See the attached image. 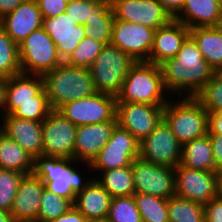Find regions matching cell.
<instances>
[{
    "mask_svg": "<svg viewBox=\"0 0 222 222\" xmlns=\"http://www.w3.org/2000/svg\"><path fill=\"white\" fill-rule=\"evenodd\" d=\"M160 67L166 90L175 99L176 96L195 97L216 74L190 36L176 56L166 60Z\"/></svg>",
    "mask_w": 222,
    "mask_h": 222,
    "instance_id": "obj_1",
    "label": "cell"
},
{
    "mask_svg": "<svg viewBox=\"0 0 222 222\" xmlns=\"http://www.w3.org/2000/svg\"><path fill=\"white\" fill-rule=\"evenodd\" d=\"M169 94L159 65L136 62L123 81L116 101L117 103L166 105L172 97Z\"/></svg>",
    "mask_w": 222,
    "mask_h": 222,
    "instance_id": "obj_2",
    "label": "cell"
},
{
    "mask_svg": "<svg viewBox=\"0 0 222 222\" xmlns=\"http://www.w3.org/2000/svg\"><path fill=\"white\" fill-rule=\"evenodd\" d=\"M42 77L52 110H58L68 102L97 93L88 68L74 67L63 62Z\"/></svg>",
    "mask_w": 222,
    "mask_h": 222,
    "instance_id": "obj_3",
    "label": "cell"
},
{
    "mask_svg": "<svg viewBox=\"0 0 222 222\" xmlns=\"http://www.w3.org/2000/svg\"><path fill=\"white\" fill-rule=\"evenodd\" d=\"M77 162L72 158L41 155L34 159L33 173L42 180L46 190L74 203L76 194L83 191L93 179L90 174V179L85 178L77 170L78 167L74 165Z\"/></svg>",
    "mask_w": 222,
    "mask_h": 222,
    "instance_id": "obj_4",
    "label": "cell"
},
{
    "mask_svg": "<svg viewBox=\"0 0 222 222\" xmlns=\"http://www.w3.org/2000/svg\"><path fill=\"white\" fill-rule=\"evenodd\" d=\"M179 98L164 106L163 119L183 145L208 134V112L195 97Z\"/></svg>",
    "mask_w": 222,
    "mask_h": 222,
    "instance_id": "obj_5",
    "label": "cell"
},
{
    "mask_svg": "<svg viewBox=\"0 0 222 222\" xmlns=\"http://www.w3.org/2000/svg\"><path fill=\"white\" fill-rule=\"evenodd\" d=\"M135 63L118 47L106 45L89 68L96 91L116 97Z\"/></svg>",
    "mask_w": 222,
    "mask_h": 222,
    "instance_id": "obj_6",
    "label": "cell"
},
{
    "mask_svg": "<svg viewBox=\"0 0 222 222\" xmlns=\"http://www.w3.org/2000/svg\"><path fill=\"white\" fill-rule=\"evenodd\" d=\"M21 73L43 76L63 63L49 34L41 27L19 45Z\"/></svg>",
    "mask_w": 222,
    "mask_h": 222,
    "instance_id": "obj_7",
    "label": "cell"
},
{
    "mask_svg": "<svg viewBox=\"0 0 222 222\" xmlns=\"http://www.w3.org/2000/svg\"><path fill=\"white\" fill-rule=\"evenodd\" d=\"M140 142L126 129L115 126L111 138L100 150L92 163H84L85 169L91 171H106L131 166L139 157Z\"/></svg>",
    "mask_w": 222,
    "mask_h": 222,
    "instance_id": "obj_8",
    "label": "cell"
},
{
    "mask_svg": "<svg viewBox=\"0 0 222 222\" xmlns=\"http://www.w3.org/2000/svg\"><path fill=\"white\" fill-rule=\"evenodd\" d=\"M116 104L115 96L97 92L94 95L68 102L57 111L78 127L117 121Z\"/></svg>",
    "mask_w": 222,
    "mask_h": 222,
    "instance_id": "obj_9",
    "label": "cell"
},
{
    "mask_svg": "<svg viewBox=\"0 0 222 222\" xmlns=\"http://www.w3.org/2000/svg\"><path fill=\"white\" fill-rule=\"evenodd\" d=\"M135 193L170 199L175 195V168L154 164L140 157L132 164Z\"/></svg>",
    "mask_w": 222,
    "mask_h": 222,
    "instance_id": "obj_10",
    "label": "cell"
},
{
    "mask_svg": "<svg viewBox=\"0 0 222 222\" xmlns=\"http://www.w3.org/2000/svg\"><path fill=\"white\" fill-rule=\"evenodd\" d=\"M182 144L164 119L142 141L139 157L158 165L176 168L181 162Z\"/></svg>",
    "mask_w": 222,
    "mask_h": 222,
    "instance_id": "obj_11",
    "label": "cell"
},
{
    "mask_svg": "<svg viewBox=\"0 0 222 222\" xmlns=\"http://www.w3.org/2000/svg\"><path fill=\"white\" fill-rule=\"evenodd\" d=\"M155 31L142 24L114 20L110 44L128 54L135 62H149Z\"/></svg>",
    "mask_w": 222,
    "mask_h": 222,
    "instance_id": "obj_12",
    "label": "cell"
},
{
    "mask_svg": "<svg viewBox=\"0 0 222 222\" xmlns=\"http://www.w3.org/2000/svg\"><path fill=\"white\" fill-rule=\"evenodd\" d=\"M77 126L57 110L42 121L43 155L74 159Z\"/></svg>",
    "mask_w": 222,
    "mask_h": 222,
    "instance_id": "obj_13",
    "label": "cell"
},
{
    "mask_svg": "<svg viewBox=\"0 0 222 222\" xmlns=\"http://www.w3.org/2000/svg\"><path fill=\"white\" fill-rule=\"evenodd\" d=\"M219 172L190 169L183 165L175 168V194L201 203H209L218 195Z\"/></svg>",
    "mask_w": 222,
    "mask_h": 222,
    "instance_id": "obj_14",
    "label": "cell"
},
{
    "mask_svg": "<svg viewBox=\"0 0 222 222\" xmlns=\"http://www.w3.org/2000/svg\"><path fill=\"white\" fill-rule=\"evenodd\" d=\"M164 106L143 103H117V124L128 130L140 142L163 119Z\"/></svg>",
    "mask_w": 222,
    "mask_h": 222,
    "instance_id": "obj_15",
    "label": "cell"
},
{
    "mask_svg": "<svg viewBox=\"0 0 222 222\" xmlns=\"http://www.w3.org/2000/svg\"><path fill=\"white\" fill-rule=\"evenodd\" d=\"M115 20L142 24L151 29L166 26L172 17L157 0H112Z\"/></svg>",
    "mask_w": 222,
    "mask_h": 222,
    "instance_id": "obj_16",
    "label": "cell"
},
{
    "mask_svg": "<svg viewBox=\"0 0 222 222\" xmlns=\"http://www.w3.org/2000/svg\"><path fill=\"white\" fill-rule=\"evenodd\" d=\"M42 28L56 45L59 57L65 62L79 42L86 37L85 27L78 25L68 14L43 18Z\"/></svg>",
    "mask_w": 222,
    "mask_h": 222,
    "instance_id": "obj_17",
    "label": "cell"
},
{
    "mask_svg": "<svg viewBox=\"0 0 222 222\" xmlns=\"http://www.w3.org/2000/svg\"><path fill=\"white\" fill-rule=\"evenodd\" d=\"M116 125L117 121H107L77 127L74 145V160L78 161L77 166L92 163L111 138Z\"/></svg>",
    "mask_w": 222,
    "mask_h": 222,
    "instance_id": "obj_18",
    "label": "cell"
},
{
    "mask_svg": "<svg viewBox=\"0 0 222 222\" xmlns=\"http://www.w3.org/2000/svg\"><path fill=\"white\" fill-rule=\"evenodd\" d=\"M0 130L34 159L43 155L42 121L20 119L7 114L0 117Z\"/></svg>",
    "mask_w": 222,
    "mask_h": 222,
    "instance_id": "obj_19",
    "label": "cell"
},
{
    "mask_svg": "<svg viewBox=\"0 0 222 222\" xmlns=\"http://www.w3.org/2000/svg\"><path fill=\"white\" fill-rule=\"evenodd\" d=\"M43 16L36 0H25L0 19V26L19 45L34 30L42 27Z\"/></svg>",
    "mask_w": 222,
    "mask_h": 222,
    "instance_id": "obj_20",
    "label": "cell"
},
{
    "mask_svg": "<svg viewBox=\"0 0 222 222\" xmlns=\"http://www.w3.org/2000/svg\"><path fill=\"white\" fill-rule=\"evenodd\" d=\"M45 185L34 173L24 175L14 197L10 213L13 220L37 221Z\"/></svg>",
    "mask_w": 222,
    "mask_h": 222,
    "instance_id": "obj_21",
    "label": "cell"
},
{
    "mask_svg": "<svg viewBox=\"0 0 222 222\" xmlns=\"http://www.w3.org/2000/svg\"><path fill=\"white\" fill-rule=\"evenodd\" d=\"M189 36L190 29L174 19L166 26L156 29L149 63L160 66L166 60L174 58Z\"/></svg>",
    "mask_w": 222,
    "mask_h": 222,
    "instance_id": "obj_22",
    "label": "cell"
},
{
    "mask_svg": "<svg viewBox=\"0 0 222 222\" xmlns=\"http://www.w3.org/2000/svg\"><path fill=\"white\" fill-rule=\"evenodd\" d=\"M111 195L93 178L86 188L76 194L73 206L87 220L107 219Z\"/></svg>",
    "mask_w": 222,
    "mask_h": 222,
    "instance_id": "obj_23",
    "label": "cell"
},
{
    "mask_svg": "<svg viewBox=\"0 0 222 222\" xmlns=\"http://www.w3.org/2000/svg\"><path fill=\"white\" fill-rule=\"evenodd\" d=\"M43 88L41 75L19 73L7 78L5 115L15 109V102L36 101V95Z\"/></svg>",
    "mask_w": 222,
    "mask_h": 222,
    "instance_id": "obj_24",
    "label": "cell"
},
{
    "mask_svg": "<svg viewBox=\"0 0 222 222\" xmlns=\"http://www.w3.org/2000/svg\"><path fill=\"white\" fill-rule=\"evenodd\" d=\"M218 0H185V5L174 20L189 29L214 26L220 18Z\"/></svg>",
    "mask_w": 222,
    "mask_h": 222,
    "instance_id": "obj_25",
    "label": "cell"
},
{
    "mask_svg": "<svg viewBox=\"0 0 222 222\" xmlns=\"http://www.w3.org/2000/svg\"><path fill=\"white\" fill-rule=\"evenodd\" d=\"M180 165L190 169L216 172L209 135L182 145Z\"/></svg>",
    "mask_w": 222,
    "mask_h": 222,
    "instance_id": "obj_26",
    "label": "cell"
},
{
    "mask_svg": "<svg viewBox=\"0 0 222 222\" xmlns=\"http://www.w3.org/2000/svg\"><path fill=\"white\" fill-rule=\"evenodd\" d=\"M190 37L204 60L218 73L222 69V36L213 26H207L190 29Z\"/></svg>",
    "mask_w": 222,
    "mask_h": 222,
    "instance_id": "obj_27",
    "label": "cell"
},
{
    "mask_svg": "<svg viewBox=\"0 0 222 222\" xmlns=\"http://www.w3.org/2000/svg\"><path fill=\"white\" fill-rule=\"evenodd\" d=\"M0 168L25 175L33 173L34 158L18 143L0 130Z\"/></svg>",
    "mask_w": 222,
    "mask_h": 222,
    "instance_id": "obj_28",
    "label": "cell"
},
{
    "mask_svg": "<svg viewBox=\"0 0 222 222\" xmlns=\"http://www.w3.org/2000/svg\"><path fill=\"white\" fill-rule=\"evenodd\" d=\"M93 177L111 197L131 196L135 194L132 166H125L118 169L98 171ZM99 177H98V176Z\"/></svg>",
    "mask_w": 222,
    "mask_h": 222,
    "instance_id": "obj_29",
    "label": "cell"
},
{
    "mask_svg": "<svg viewBox=\"0 0 222 222\" xmlns=\"http://www.w3.org/2000/svg\"><path fill=\"white\" fill-rule=\"evenodd\" d=\"M65 13L78 25L84 26L87 19L96 16H114L112 0H75L67 4Z\"/></svg>",
    "mask_w": 222,
    "mask_h": 222,
    "instance_id": "obj_30",
    "label": "cell"
},
{
    "mask_svg": "<svg viewBox=\"0 0 222 222\" xmlns=\"http://www.w3.org/2000/svg\"><path fill=\"white\" fill-rule=\"evenodd\" d=\"M169 222H205V208L176 194L168 199Z\"/></svg>",
    "mask_w": 222,
    "mask_h": 222,
    "instance_id": "obj_31",
    "label": "cell"
},
{
    "mask_svg": "<svg viewBox=\"0 0 222 222\" xmlns=\"http://www.w3.org/2000/svg\"><path fill=\"white\" fill-rule=\"evenodd\" d=\"M133 197L142 222H169L168 199L143 193H135Z\"/></svg>",
    "mask_w": 222,
    "mask_h": 222,
    "instance_id": "obj_32",
    "label": "cell"
},
{
    "mask_svg": "<svg viewBox=\"0 0 222 222\" xmlns=\"http://www.w3.org/2000/svg\"><path fill=\"white\" fill-rule=\"evenodd\" d=\"M21 73L18 45L0 26V76L10 78Z\"/></svg>",
    "mask_w": 222,
    "mask_h": 222,
    "instance_id": "obj_33",
    "label": "cell"
},
{
    "mask_svg": "<svg viewBox=\"0 0 222 222\" xmlns=\"http://www.w3.org/2000/svg\"><path fill=\"white\" fill-rule=\"evenodd\" d=\"M51 111L45 88H43L36 95V101L15 102V109L10 114L20 119L43 121Z\"/></svg>",
    "mask_w": 222,
    "mask_h": 222,
    "instance_id": "obj_34",
    "label": "cell"
},
{
    "mask_svg": "<svg viewBox=\"0 0 222 222\" xmlns=\"http://www.w3.org/2000/svg\"><path fill=\"white\" fill-rule=\"evenodd\" d=\"M108 222H142L133 195L111 199Z\"/></svg>",
    "mask_w": 222,
    "mask_h": 222,
    "instance_id": "obj_35",
    "label": "cell"
},
{
    "mask_svg": "<svg viewBox=\"0 0 222 222\" xmlns=\"http://www.w3.org/2000/svg\"><path fill=\"white\" fill-rule=\"evenodd\" d=\"M105 46L104 43L84 37L65 62L70 66L89 69Z\"/></svg>",
    "mask_w": 222,
    "mask_h": 222,
    "instance_id": "obj_36",
    "label": "cell"
},
{
    "mask_svg": "<svg viewBox=\"0 0 222 222\" xmlns=\"http://www.w3.org/2000/svg\"><path fill=\"white\" fill-rule=\"evenodd\" d=\"M73 207L69 199L61 198L44 189L41 196L38 222H49L65 214Z\"/></svg>",
    "mask_w": 222,
    "mask_h": 222,
    "instance_id": "obj_37",
    "label": "cell"
},
{
    "mask_svg": "<svg viewBox=\"0 0 222 222\" xmlns=\"http://www.w3.org/2000/svg\"><path fill=\"white\" fill-rule=\"evenodd\" d=\"M195 98L208 113L222 111V76L216 73Z\"/></svg>",
    "mask_w": 222,
    "mask_h": 222,
    "instance_id": "obj_38",
    "label": "cell"
},
{
    "mask_svg": "<svg viewBox=\"0 0 222 222\" xmlns=\"http://www.w3.org/2000/svg\"><path fill=\"white\" fill-rule=\"evenodd\" d=\"M24 175L15 170L0 168V209L10 212L20 181Z\"/></svg>",
    "mask_w": 222,
    "mask_h": 222,
    "instance_id": "obj_39",
    "label": "cell"
},
{
    "mask_svg": "<svg viewBox=\"0 0 222 222\" xmlns=\"http://www.w3.org/2000/svg\"><path fill=\"white\" fill-rule=\"evenodd\" d=\"M114 20V16L93 15L90 19H87V22L84 25L86 37L104 43L105 45H109L112 39Z\"/></svg>",
    "mask_w": 222,
    "mask_h": 222,
    "instance_id": "obj_40",
    "label": "cell"
},
{
    "mask_svg": "<svg viewBox=\"0 0 222 222\" xmlns=\"http://www.w3.org/2000/svg\"><path fill=\"white\" fill-rule=\"evenodd\" d=\"M43 18H50L64 13L68 1L67 0H36Z\"/></svg>",
    "mask_w": 222,
    "mask_h": 222,
    "instance_id": "obj_41",
    "label": "cell"
},
{
    "mask_svg": "<svg viewBox=\"0 0 222 222\" xmlns=\"http://www.w3.org/2000/svg\"><path fill=\"white\" fill-rule=\"evenodd\" d=\"M205 222H222V198L216 196L204 205Z\"/></svg>",
    "mask_w": 222,
    "mask_h": 222,
    "instance_id": "obj_42",
    "label": "cell"
},
{
    "mask_svg": "<svg viewBox=\"0 0 222 222\" xmlns=\"http://www.w3.org/2000/svg\"><path fill=\"white\" fill-rule=\"evenodd\" d=\"M216 172H222V135H209Z\"/></svg>",
    "mask_w": 222,
    "mask_h": 222,
    "instance_id": "obj_43",
    "label": "cell"
},
{
    "mask_svg": "<svg viewBox=\"0 0 222 222\" xmlns=\"http://www.w3.org/2000/svg\"><path fill=\"white\" fill-rule=\"evenodd\" d=\"M208 135H222V111L208 113Z\"/></svg>",
    "mask_w": 222,
    "mask_h": 222,
    "instance_id": "obj_44",
    "label": "cell"
},
{
    "mask_svg": "<svg viewBox=\"0 0 222 222\" xmlns=\"http://www.w3.org/2000/svg\"><path fill=\"white\" fill-rule=\"evenodd\" d=\"M165 11L174 19L185 5V0H157Z\"/></svg>",
    "mask_w": 222,
    "mask_h": 222,
    "instance_id": "obj_45",
    "label": "cell"
},
{
    "mask_svg": "<svg viewBox=\"0 0 222 222\" xmlns=\"http://www.w3.org/2000/svg\"><path fill=\"white\" fill-rule=\"evenodd\" d=\"M87 219L73 206L62 216L49 222H86Z\"/></svg>",
    "mask_w": 222,
    "mask_h": 222,
    "instance_id": "obj_46",
    "label": "cell"
},
{
    "mask_svg": "<svg viewBox=\"0 0 222 222\" xmlns=\"http://www.w3.org/2000/svg\"><path fill=\"white\" fill-rule=\"evenodd\" d=\"M25 0H0V19L14 11Z\"/></svg>",
    "mask_w": 222,
    "mask_h": 222,
    "instance_id": "obj_47",
    "label": "cell"
},
{
    "mask_svg": "<svg viewBox=\"0 0 222 222\" xmlns=\"http://www.w3.org/2000/svg\"><path fill=\"white\" fill-rule=\"evenodd\" d=\"M6 94H7V78L0 76V115H5L6 106Z\"/></svg>",
    "mask_w": 222,
    "mask_h": 222,
    "instance_id": "obj_48",
    "label": "cell"
},
{
    "mask_svg": "<svg viewBox=\"0 0 222 222\" xmlns=\"http://www.w3.org/2000/svg\"><path fill=\"white\" fill-rule=\"evenodd\" d=\"M0 222H13L12 214L9 211L0 209Z\"/></svg>",
    "mask_w": 222,
    "mask_h": 222,
    "instance_id": "obj_49",
    "label": "cell"
},
{
    "mask_svg": "<svg viewBox=\"0 0 222 222\" xmlns=\"http://www.w3.org/2000/svg\"><path fill=\"white\" fill-rule=\"evenodd\" d=\"M213 27L222 36V16L217 20Z\"/></svg>",
    "mask_w": 222,
    "mask_h": 222,
    "instance_id": "obj_50",
    "label": "cell"
},
{
    "mask_svg": "<svg viewBox=\"0 0 222 222\" xmlns=\"http://www.w3.org/2000/svg\"><path fill=\"white\" fill-rule=\"evenodd\" d=\"M218 196L222 198V172L218 176Z\"/></svg>",
    "mask_w": 222,
    "mask_h": 222,
    "instance_id": "obj_51",
    "label": "cell"
},
{
    "mask_svg": "<svg viewBox=\"0 0 222 222\" xmlns=\"http://www.w3.org/2000/svg\"><path fill=\"white\" fill-rule=\"evenodd\" d=\"M86 222H108L107 219L103 220H87Z\"/></svg>",
    "mask_w": 222,
    "mask_h": 222,
    "instance_id": "obj_52",
    "label": "cell"
},
{
    "mask_svg": "<svg viewBox=\"0 0 222 222\" xmlns=\"http://www.w3.org/2000/svg\"><path fill=\"white\" fill-rule=\"evenodd\" d=\"M219 7H220V16H222V0H218Z\"/></svg>",
    "mask_w": 222,
    "mask_h": 222,
    "instance_id": "obj_53",
    "label": "cell"
},
{
    "mask_svg": "<svg viewBox=\"0 0 222 222\" xmlns=\"http://www.w3.org/2000/svg\"><path fill=\"white\" fill-rule=\"evenodd\" d=\"M13 222H37V221H23V220H13Z\"/></svg>",
    "mask_w": 222,
    "mask_h": 222,
    "instance_id": "obj_54",
    "label": "cell"
},
{
    "mask_svg": "<svg viewBox=\"0 0 222 222\" xmlns=\"http://www.w3.org/2000/svg\"><path fill=\"white\" fill-rule=\"evenodd\" d=\"M218 73L222 76V69Z\"/></svg>",
    "mask_w": 222,
    "mask_h": 222,
    "instance_id": "obj_55",
    "label": "cell"
}]
</instances>
